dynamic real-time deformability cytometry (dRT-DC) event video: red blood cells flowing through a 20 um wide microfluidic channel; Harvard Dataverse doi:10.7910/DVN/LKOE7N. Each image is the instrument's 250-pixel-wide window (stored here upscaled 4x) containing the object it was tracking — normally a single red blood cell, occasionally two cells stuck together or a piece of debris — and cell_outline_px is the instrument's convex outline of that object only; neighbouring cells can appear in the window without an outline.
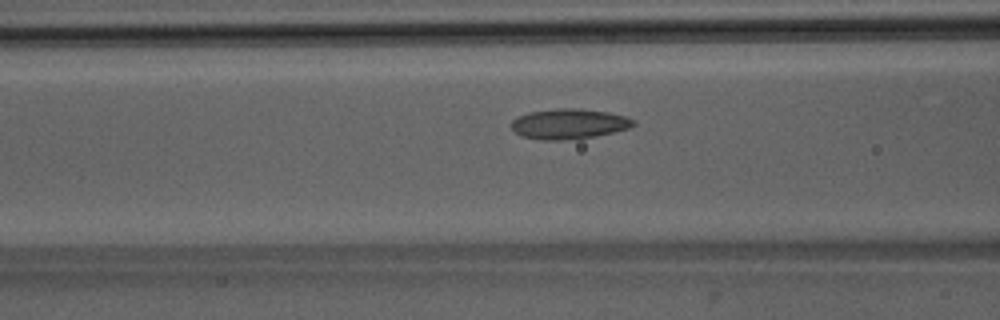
{"species": "Egyptian fruit bat (a non-hibernating species)", "species_latin": "Rousettus aegyptiacus", "temperature_condition": "room temperature", "stored_images_in_passage": 28, "camera_frame_rate_fps": 3000, "um_per_image_px": 0.085, "animal": {"sex": "male"}, "frame": {"image": 1, "passage_image": 13, "time_ms": 4.0, "image_size_px": [1000, 320], "cell_outline_px": [[636, 124], [628, 128], [596, 136], [564, 140], [544, 140], [520, 136], [512, 128], [512, 120], [528, 112], [556, 108], [576, 108], [608, 112], [628, 116], [636, 120]], "centroid_in_image_um": [48.39, 10.52], "position_along_channel_um": 118.2, "area_um2": 21.5}}